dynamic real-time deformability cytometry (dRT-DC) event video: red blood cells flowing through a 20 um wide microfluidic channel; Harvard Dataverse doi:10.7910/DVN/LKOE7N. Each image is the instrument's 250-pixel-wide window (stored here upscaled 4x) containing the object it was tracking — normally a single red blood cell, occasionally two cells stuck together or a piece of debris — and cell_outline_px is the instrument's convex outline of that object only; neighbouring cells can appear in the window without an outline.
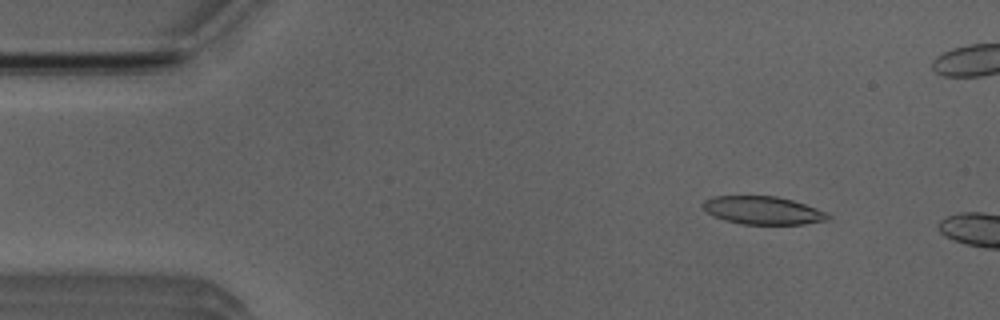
{"species": "Egyptian fruit bat (a non-hibernating species)", "species_latin": "Rousettus aegyptiacus", "temperature_condition": "room temperature", "stored_images_in_passage": 3, "camera_frame_rate_fps": 3000, "um_per_image_px": 0.085, "animal": {"sex": "male"}, "frame": {"image": 1, "passage_image": 2, "time_ms": 1.333, "image_size_px": [1000, 320], "cell_outline_px": [[832, 216], [828, 220], [804, 224], [744, 224], [724, 220], [712, 216], [700, 204], [704, 200], [712, 196], [776, 196], [792, 200], [828, 212]], "centroid_in_image_um": [64.84, 17.88], "position_along_channel_um": 20.2, "area_um2": 20.52}}